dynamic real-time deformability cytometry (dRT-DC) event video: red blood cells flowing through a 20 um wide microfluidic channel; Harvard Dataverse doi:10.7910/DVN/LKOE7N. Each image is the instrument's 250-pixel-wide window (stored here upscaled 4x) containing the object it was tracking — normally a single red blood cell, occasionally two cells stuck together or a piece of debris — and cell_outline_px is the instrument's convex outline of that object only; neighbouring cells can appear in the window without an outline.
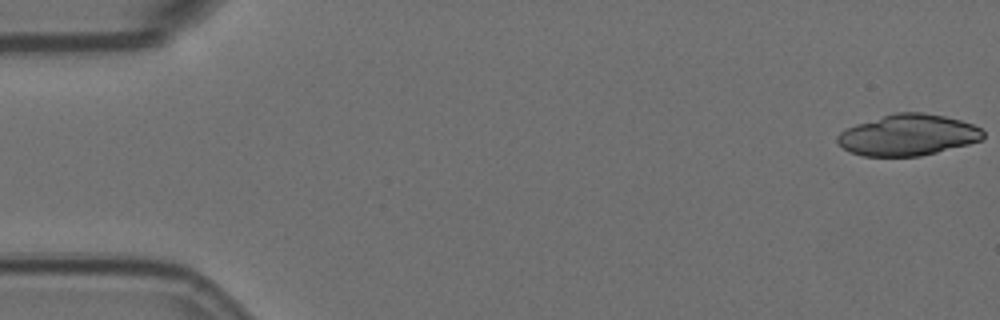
{"species": "Egyptian fruit bat (a non-hibernating species)", "species_latin": "Rousettus aegyptiacus", "temperature_condition": "room temperature", "stored_images_in_passage": 23, "camera_frame_rate_fps": 3000, "um_per_image_px": 0.085, "animal": {"sex": "female"}, "frame": {"image": 1, "passage_image": 1, "time_ms": 0.0, "image_size_px": [1000, 320], "cell_outline_px": [[984, 136], [980, 140], [968, 144], [920, 156], [864, 156], [848, 152], [836, 140], [836, 136], [844, 128], [856, 124], [896, 112], [924, 112], [944, 116], [960, 120], [972, 124], [980, 128], [984, 132]], "centroid_in_image_um": [77.15, 11.47], "position_along_channel_um": 7.9, "area_um2": 34.85}}